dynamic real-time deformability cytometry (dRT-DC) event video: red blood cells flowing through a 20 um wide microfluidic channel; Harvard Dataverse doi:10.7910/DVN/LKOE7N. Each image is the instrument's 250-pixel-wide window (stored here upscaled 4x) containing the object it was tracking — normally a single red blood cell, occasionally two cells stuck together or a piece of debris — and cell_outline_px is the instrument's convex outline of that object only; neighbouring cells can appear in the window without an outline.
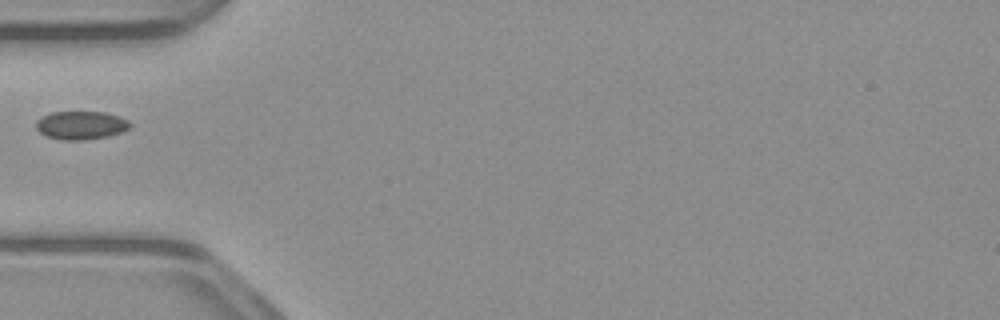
{"species": "common noctule bat (a hibernating species)", "species_latin": "Nyctalus noctula", "temperature_condition": "warm", "stored_images_in_passage": 33, "camera_frame_rate_fps": 3000, "um_per_image_px": 0.085, "animal": {"sex": "male", "body_mass_g": 23.1, "forearm_length_mm": 52.7}, "frame": {"image": 1, "passage_image": 1, "time_ms": 0.0, "image_size_px": [1000, 320], "cell_outline_px": [[132, 124], [128, 128], [120, 132], [108, 136], [84, 140], [60, 140], [44, 136], [36, 128], [36, 120], [40, 116], [52, 112], [104, 112], [120, 116], [128, 120]], "centroid_in_image_um": [6.85, 10.64], "position_along_channel_um": 78.2, "area_um2": 15.66}}
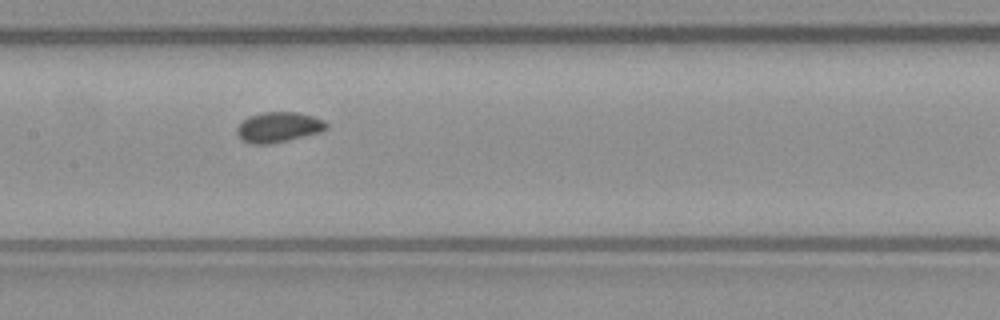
{"frame": {"image": 2, "passage_image": 9, "time_ms": 2.667, "image_size_px": [1000, 320], "cell_outline_px": [[328, 128], [320, 132], [272, 144], [252, 144], [240, 140], [236, 136], [236, 128], [248, 116], [264, 112], [296, 112], [312, 116], [324, 120], [328, 124]], "centroid_in_image_um": [23.64, 10.82], "position_along_channel_um": 183.8, "area_um2": 15.9}}
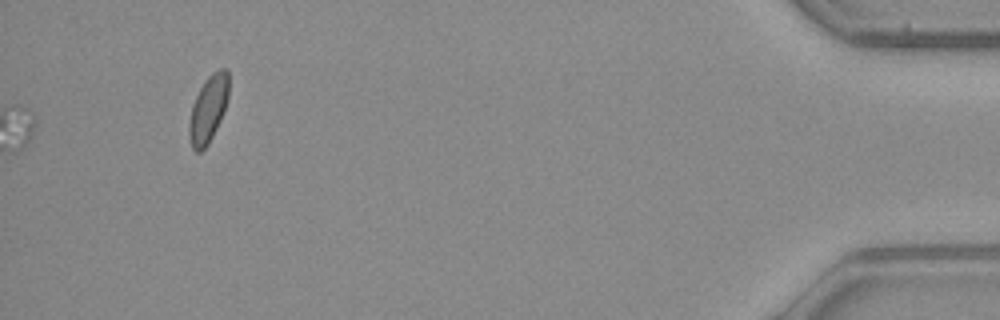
{"frame": {"image": 3, "passage_image": 33, "time_ms": 10.667, "image_size_px": [1000, 320], "cell_outline_px": [[228, 96], [220, 120], [208, 144], [200, 152], [196, 152], [192, 148], [188, 132], [188, 124], [192, 104], [200, 88], [208, 76], [212, 72], [220, 68], [228, 68]], "centroid_in_image_um": [17.68, 9.25], "position_along_channel_um": 417.5, "area_um2": 15.32}}